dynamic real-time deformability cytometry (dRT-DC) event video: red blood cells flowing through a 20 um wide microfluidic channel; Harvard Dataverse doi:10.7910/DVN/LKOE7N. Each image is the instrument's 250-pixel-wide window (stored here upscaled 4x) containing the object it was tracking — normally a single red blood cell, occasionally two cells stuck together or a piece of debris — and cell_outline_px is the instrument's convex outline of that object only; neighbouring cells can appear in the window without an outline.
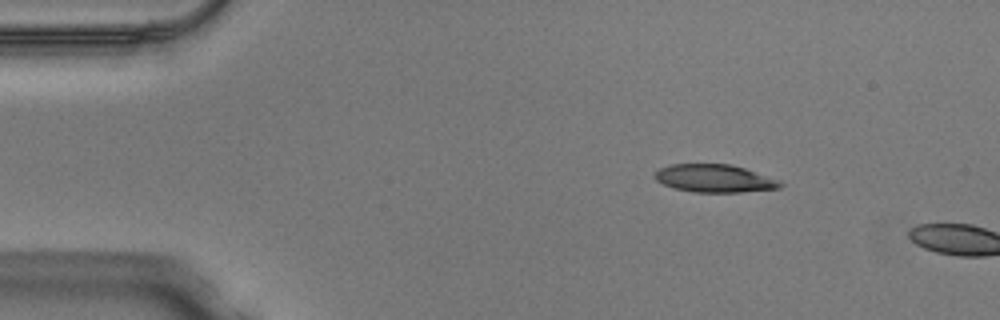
{"species": "Egyptian fruit bat (a non-hibernating species)", "species_latin": "Rousettus aegyptiacus", "temperature_condition": "warm", "stored_images_in_passage": 8, "camera_frame_rate_fps": 3000, "um_per_image_px": 0.085, "animal": {"sex": "male"}, "frame": {"image": 1, "passage_image": 6, "time_ms": 1.667, "image_size_px": [1000, 320], "cell_outline_px": [[784, 184], [780, 188], [740, 192], [692, 192], [676, 188], [664, 184], [656, 180], [656, 172], [660, 168], [672, 164], [732, 164], [780, 180]], "centroid_in_image_um": [60.77, 15.16], "position_along_channel_um": 24.2, "area_um2": 20.17}}